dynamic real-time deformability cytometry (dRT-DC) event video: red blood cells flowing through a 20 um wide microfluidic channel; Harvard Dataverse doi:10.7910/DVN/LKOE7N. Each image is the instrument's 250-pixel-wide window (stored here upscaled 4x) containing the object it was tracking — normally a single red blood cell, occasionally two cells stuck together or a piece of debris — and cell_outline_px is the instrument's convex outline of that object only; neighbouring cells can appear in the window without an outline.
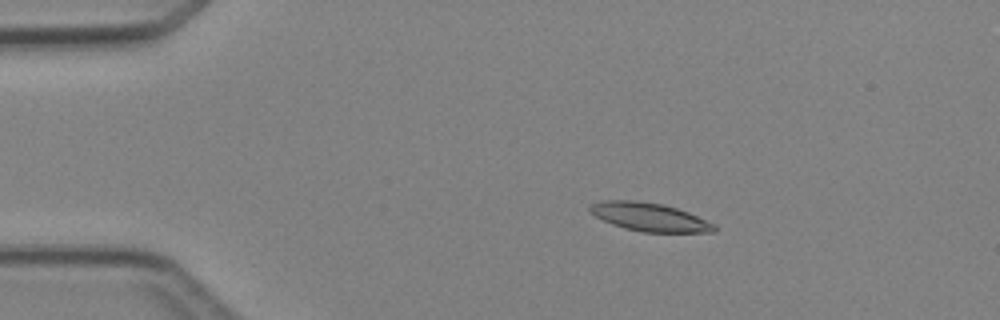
{"species": "Egyptian fruit bat (a non-hibernating species)", "species_latin": "Rousettus aegyptiacus", "temperature_condition": "cold", "stored_images_in_passage": 4, "camera_frame_rate_fps": 3000, "um_per_image_px": 0.085, "animal": {"sex": "female"}, "frame": {"image": 1, "passage_image": 1, "time_ms": 0.0, "image_size_px": [1000, 320], "cell_outline_px": [[716, 232], [644, 232], [624, 228], [612, 224], [596, 216], [588, 208], [588, 204], [600, 200], [636, 200], [664, 204], [688, 212], [716, 224]], "centroid_in_image_um": [55.2, 18.43], "position_along_channel_um": 29.8, "area_um2": 20.63}}
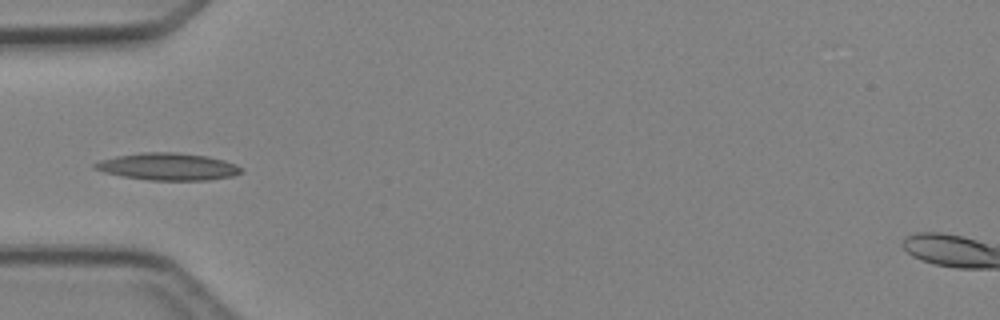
{"frame": {"image": 2, "passage_image": 3, "time_ms": 2.333, "image_size_px": [1000, 320], "cell_outline_px": [[244, 172], [232, 176], [208, 180], [148, 180], [120, 176], [104, 172], [92, 168], [92, 164], [100, 160], [116, 156], [140, 152], [176, 152], [204, 156], [224, 160], [236, 164], [244, 168]], "centroid_in_image_um": [14.26, 14.16], "position_along_channel_um": 70.7, "area_um2": 23.35}}
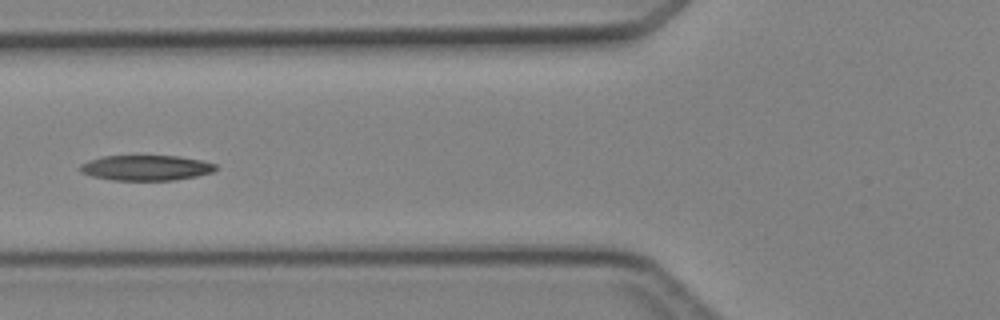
{"frame": {"image": 3, "passage_image": 4, "time_ms": 3.333, "image_size_px": [1000, 320], "cell_outline_px": [[216, 168], [212, 172], [196, 176], [172, 180], [112, 180], [92, 176], [80, 172], [80, 164], [88, 160], [100, 156], [180, 156], [200, 160], [216, 164]], "centroid_in_image_um": [12.37, 14.26], "position_along_channel_um": 113.4, "area_um2": 19.94}}